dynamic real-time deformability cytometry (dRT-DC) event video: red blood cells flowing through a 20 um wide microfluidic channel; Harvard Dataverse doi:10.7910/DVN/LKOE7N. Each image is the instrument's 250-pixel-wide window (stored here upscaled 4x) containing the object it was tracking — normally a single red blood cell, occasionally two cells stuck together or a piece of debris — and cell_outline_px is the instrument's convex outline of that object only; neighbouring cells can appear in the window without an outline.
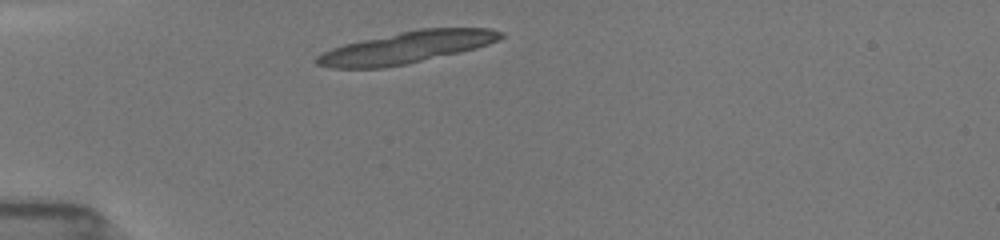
{"species": "common noctule bat (a hibernating species)", "species_latin": "Nyctalus noctula", "temperature_condition": "room temperature", "stored_images_in_passage": 3, "segment_of_instrument_passage": [1, 2], "camera_frame_rate_fps": 3000, "um_per_image_px": 0.085, "animal": {"sex": "female", "body_mass_g": 19.5, "forearm_length_mm": 54.1}, "frame": {"image": 1, "passage_image": 1, "time_ms": 0.0, "image_size_px": [1000, 240], "cell_outline_px": [[504, 36], [488, 44], [476, 48], [460, 52], [408, 64], [384, 68], [332, 68], [316, 64], [312, 60], [316, 56], [332, 48], [344, 44], [360, 40], [420, 28], [488, 28], [504, 32]], "centroid_in_image_um": [34.52, 4.04], "position_along_channel_um": 50.5, "area_um2": 34.1}}